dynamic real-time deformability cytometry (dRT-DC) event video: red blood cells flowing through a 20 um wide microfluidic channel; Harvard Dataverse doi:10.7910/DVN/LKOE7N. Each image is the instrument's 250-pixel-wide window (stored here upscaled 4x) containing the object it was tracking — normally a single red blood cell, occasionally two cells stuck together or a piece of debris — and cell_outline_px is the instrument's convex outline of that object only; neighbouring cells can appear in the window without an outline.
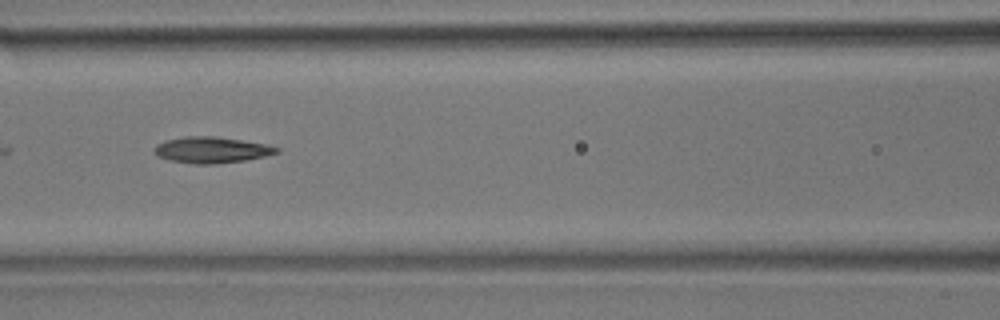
{"species": "common noctule bat (a hibernating species)", "species_latin": "Nyctalus noctula", "temperature_condition": "room temperature", "stored_images_in_passage": 3, "camera_frame_rate_fps": 3000, "um_per_image_px": 0.085, "animal": {"sex": "male", "body_mass_g": 17.9}, "frame": {"image": 1, "passage_image": 3, "time_ms": 2.667, "image_size_px": [1000, 320], "cell_outline_px": [[280, 152], [264, 156], [244, 160], [216, 164], [196, 164], [168, 160], [156, 156], [152, 152], [152, 148], [156, 144], [164, 140], [184, 136], [216, 136], [268, 144], [280, 148]], "centroid_in_image_um": [17.93, 12.73], "position_along_channel_um": 148.7, "area_um2": 18.96}}